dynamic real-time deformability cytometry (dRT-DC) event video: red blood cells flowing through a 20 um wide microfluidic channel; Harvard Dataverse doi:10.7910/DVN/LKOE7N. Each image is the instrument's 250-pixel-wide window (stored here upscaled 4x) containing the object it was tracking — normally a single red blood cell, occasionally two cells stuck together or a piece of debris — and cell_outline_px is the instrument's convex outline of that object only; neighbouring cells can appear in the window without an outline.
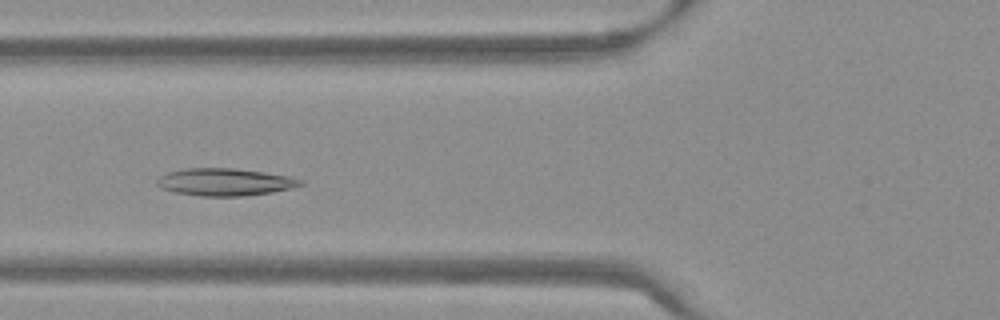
{"species": "Egyptian fruit bat (a non-hibernating species)", "species_latin": "Rousettus aegyptiacus", "temperature_condition": "warm", "stored_images_in_passage": 51, "camera_frame_rate_fps": 3000, "um_per_image_px": 0.085, "frame": {"image": 1, "passage_image": 18, "time_ms": 5.667, "image_size_px": [1000, 320], "cell_outline_px": [[304, 184], [292, 188], [272, 192], [244, 196], [200, 196], [176, 192], [160, 188], [156, 184], [156, 180], [160, 176], [168, 172], [184, 168], [232, 168], [264, 172], [288, 176], [304, 180]], "centroid_in_image_um": [19.11, 15.47], "position_along_channel_um": 106.7, "area_um2": 22.95}}
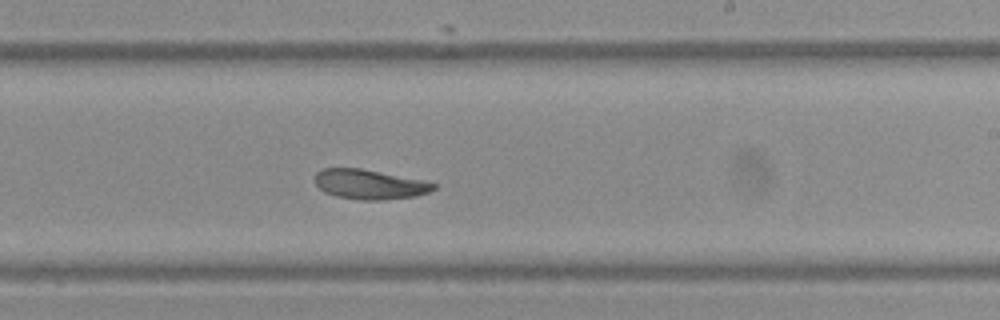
{"frame": {"image": 2, "passage_image": 30, "time_ms": 9.667, "image_size_px": [1000, 320], "cell_outline_px": [[436, 188], [428, 192], [416, 196], [384, 200], [360, 200], [336, 196], [324, 192], [316, 184], [316, 172], [320, 168], [360, 168], [428, 180], [436, 184]], "centroid_in_image_um": [31.45, 15.66], "position_along_channel_um": 257.5, "area_um2": 20.81}}
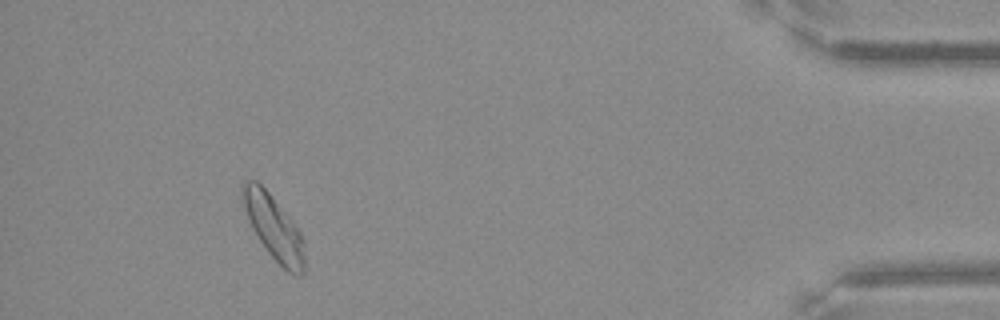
{"frame": {"image": 3, "passage_image": 47, "time_ms": 15.333, "image_size_px": [1000, 320], "cell_outline_px": [[304, 272], [300, 276], [296, 276], [288, 272], [268, 252], [252, 228], [248, 220], [240, 200], [240, 184], [248, 180], [256, 180], [268, 192], [296, 224], [300, 232], [304, 244]], "centroid_in_image_um": [23.24, 19.3], "position_along_channel_um": 412.0, "area_um2": 23.35}, "authors_computed_cell_mechanics": {"area_um2": 22.3108, "velocity_mm_per_s": 3.7719, "shape_relaxation_time_tau1_ms": null, "shape_relaxation_time_tau2_ms": 3.3245, "deformation_change_tau1": null, "deformation_change_tau2": 0.0641}}